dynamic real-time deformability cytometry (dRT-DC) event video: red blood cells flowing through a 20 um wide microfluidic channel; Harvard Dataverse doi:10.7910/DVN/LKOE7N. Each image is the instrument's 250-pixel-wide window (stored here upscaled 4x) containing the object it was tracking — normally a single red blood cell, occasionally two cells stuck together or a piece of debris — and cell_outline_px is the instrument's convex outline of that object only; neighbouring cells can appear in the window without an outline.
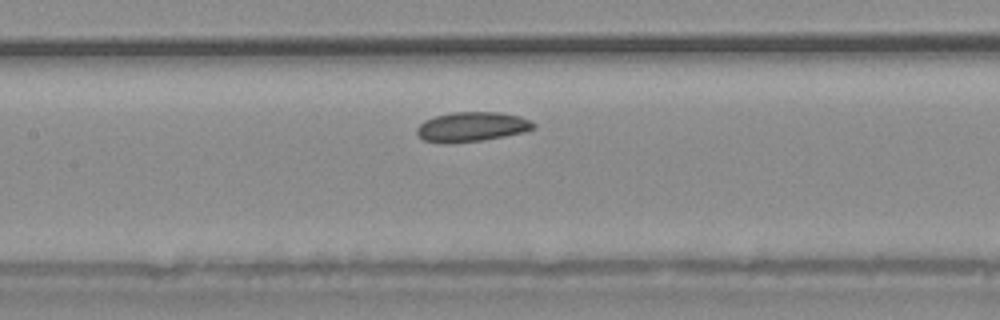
{"species": "common noctule bat (a hibernating species)", "species_latin": "Nyctalus noctula", "temperature_condition": "warm", "stored_images_in_passage": 31, "camera_frame_rate_fps": 3000, "um_per_image_px": 0.085, "animal": {"sex": "male", "body_mass_g": 20.4}, "frame": {"image": 1, "passage_image": 10, "time_ms": 3.0, "image_size_px": [1000, 320], "cell_outline_px": [[536, 128], [524, 132], [504, 136], [480, 140], [448, 144], [444, 144], [424, 140], [416, 132], [416, 128], [424, 120], [436, 116], [452, 112], [500, 112], [520, 116], [536, 124]], "centroid_in_image_um": [40.1, 10.78], "position_along_channel_um": 167.3, "area_um2": 20.17}}
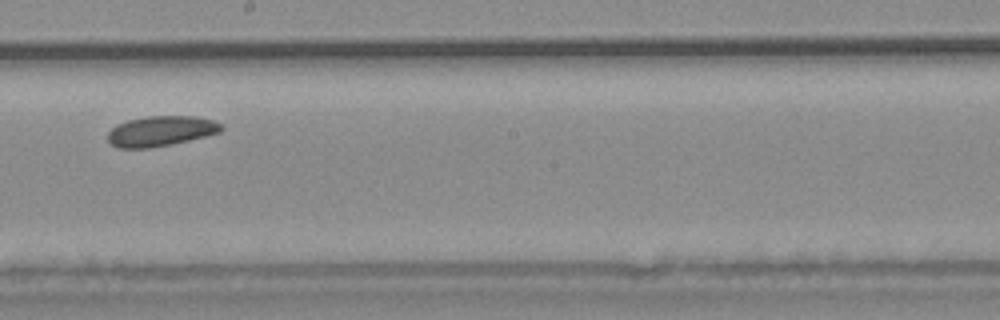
{"frame": {"image": 2, "passage_image": 14, "time_ms": 4.333, "image_size_px": [1000, 320], "cell_outline_px": [[224, 128], [220, 132], [172, 144], [152, 148], [120, 148], [108, 144], [108, 132], [116, 124], [128, 120], [148, 116], [196, 116], [212, 120], [220, 124]], "centroid_in_image_um": [13.63, 11.14], "position_along_channel_um": 234.6, "area_um2": 20.0}}